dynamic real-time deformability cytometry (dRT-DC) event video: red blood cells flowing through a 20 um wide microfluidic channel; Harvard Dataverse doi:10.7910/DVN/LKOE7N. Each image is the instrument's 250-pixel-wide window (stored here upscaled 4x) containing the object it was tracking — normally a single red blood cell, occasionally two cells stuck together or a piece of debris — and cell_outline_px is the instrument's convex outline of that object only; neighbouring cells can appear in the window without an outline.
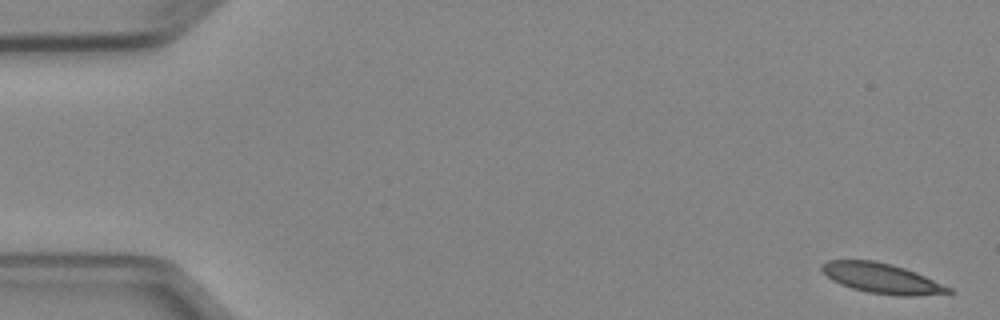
{"species": "Egyptian fruit bat (a non-hibernating species)", "species_latin": "Rousettus aegyptiacus", "temperature_condition": "cold", "stored_images_in_passage": 5, "camera_frame_rate_fps": 3000, "um_per_image_px": 0.085, "animal": {"sex": "female"}, "frame": {"image": 1, "passage_image": 1, "time_ms": 0.0, "image_size_px": [1000, 320], "cell_outline_px": [[956, 292], [916, 296], [900, 296], [868, 292], [852, 288], [840, 284], [832, 280], [820, 268], [828, 260], [872, 260], [892, 264], [916, 272], [952, 288]], "centroid_in_image_um": [74.99, 23.66], "position_along_channel_um": 10.0, "area_um2": 22.08}}
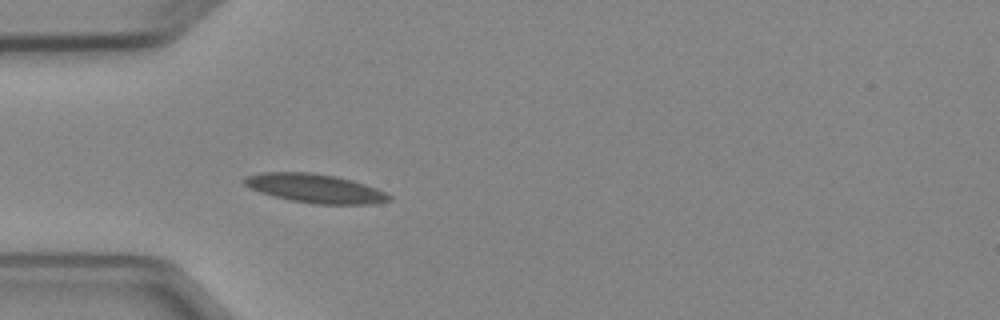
{"frame": {"image": 2, "passage_image": 5, "time_ms": 4.667, "image_size_px": [1000, 320], "cell_outline_px": [[392, 200], [376, 204], [316, 204], [292, 200], [260, 192], [248, 188], [244, 184], [244, 176], [260, 172], [312, 172], [336, 176], [352, 180], [376, 188], [392, 196]], "centroid_in_image_um": [26.79, 16.0], "position_along_channel_um": 58.2, "area_um2": 24.39}}